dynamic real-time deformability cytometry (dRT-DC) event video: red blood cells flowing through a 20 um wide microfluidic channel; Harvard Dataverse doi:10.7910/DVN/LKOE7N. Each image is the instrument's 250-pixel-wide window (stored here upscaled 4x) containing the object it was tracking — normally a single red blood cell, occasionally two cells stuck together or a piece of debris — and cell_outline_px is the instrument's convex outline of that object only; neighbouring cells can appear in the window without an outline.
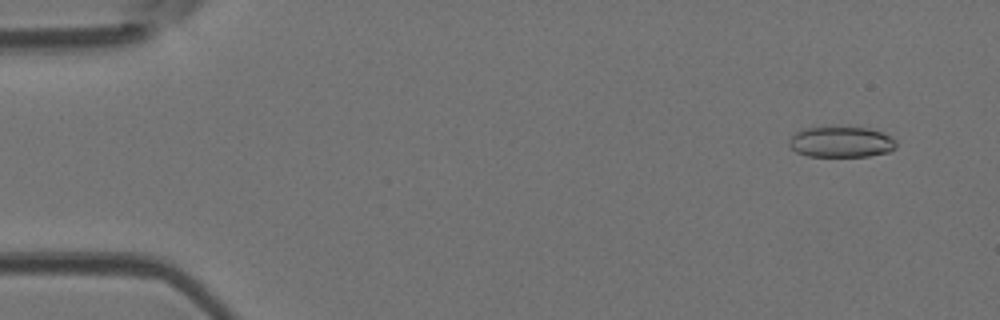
{"species": "Egyptian fruit bat (a non-hibernating species)", "species_latin": "Rousettus aegyptiacus", "temperature_condition": "room temperature", "stored_images_in_passage": 48, "camera_frame_rate_fps": 3000, "um_per_image_px": 0.085, "animal": {"sex": "female"}, "frame": {"image": 1, "passage_image": 3, "time_ms": 0.667, "image_size_px": [1000, 320], "cell_outline_px": [[896, 148], [888, 152], [868, 156], [808, 156], [796, 152], [788, 144], [788, 140], [796, 132], [804, 128], [868, 128], [892, 136], [896, 140]], "centroid_in_image_um": [71.51, 12.08], "position_along_channel_um": 13.5, "area_um2": 19.02}}
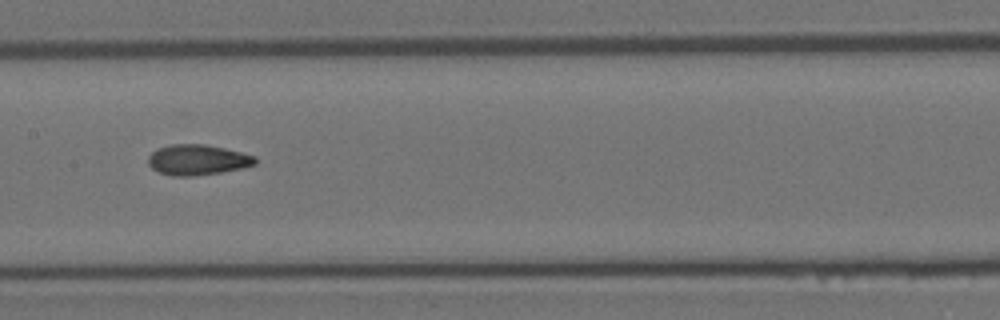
{"frame": {"image": 2, "passage_image": 24, "time_ms": 7.667, "image_size_px": [1000, 320], "cell_outline_px": [[256, 164], [240, 168], [220, 172], [192, 176], [172, 176], [160, 172], [152, 168], [148, 164], [148, 156], [156, 148], [172, 144], [204, 144], [224, 148], [256, 156]], "centroid_in_image_um": [16.76, 13.58], "position_along_channel_um": 190.6, "area_um2": 18.9}}
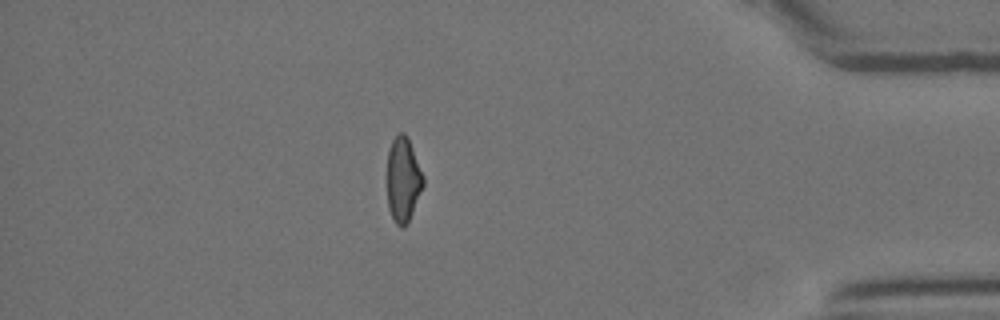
{"frame": {"image": 3, "passage_image": 42, "time_ms": 13.667, "image_size_px": [1000, 320], "cell_outline_px": [[424, 184], [408, 224], [400, 228], [396, 224], [388, 208], [388, 148], [392, 140], [400, 132], [404, 132], [408, 136], [424, 176]], "centroid_in_image_um": [34.28, 15.26], "position_along_channel_um": 400.9, "area_um2": 17.92}, "authors_computed_cell_mechanics": {"area_um2": 18.7272, "velocity_mm_per_s": 4.1683, "shape_relaxation_time_tau1_ms": null, "shape_relaxation_time_tau2_ms": 1.8195, "deformation_change_tau1": null, "deformation_change_tau2": 0.0836}}